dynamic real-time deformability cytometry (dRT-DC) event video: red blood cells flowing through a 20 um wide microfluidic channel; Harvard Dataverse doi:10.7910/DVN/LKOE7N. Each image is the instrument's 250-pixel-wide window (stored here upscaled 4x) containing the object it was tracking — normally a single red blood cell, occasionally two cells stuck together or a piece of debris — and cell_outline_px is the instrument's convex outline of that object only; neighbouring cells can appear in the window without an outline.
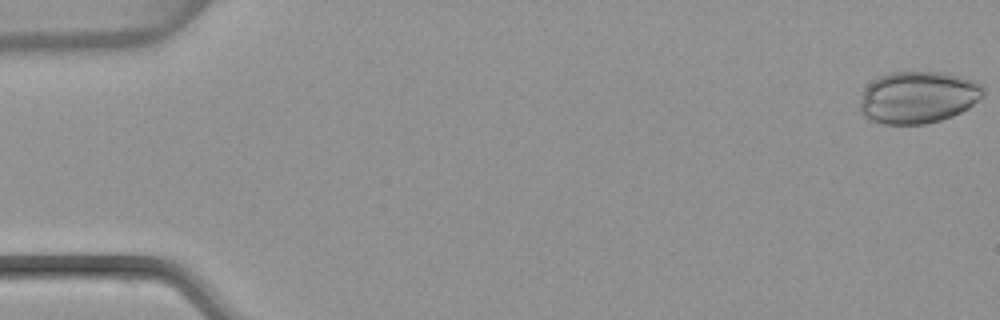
{"species": "common noctule bat (a hibernating species)", "species_latin": "Nyctalus noctula", "temperature_condition": "warm", "stored_images_in_passage": 51, "camera_frame_rate_fps": 3000, "um_per_image_px": 0.085, "animal": {"sex": "female", "body_mass_g": 22.7, "forearm_length_mm": 54.2}, "frame": {"image": 1, "passage_image": 1, "time_ms": 0.0, "image_size_px": [1000, 320], "cell_outline_px": [[984, 96], [968, 108], [952, 116], [940, 120], [924, 124], [884, 124], [868, 120], [860, 112], [860, 100], [864, 88], [872, 80], [888, 72], [944, 72], [960, 76], [984, 84]], "centroid_in_image_um": [78.02, 8.27], "position_along_channel_um": 7.0, "area_um2": 37.8}}
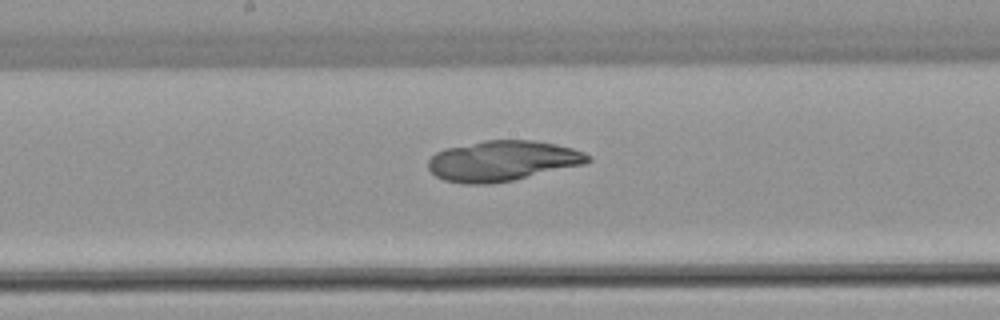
{"frame": {"image": 2, "passage_image": 27, "time_ms": 8.667, "image_size_px": [1000, 320], "cell_outline_px": [[592, 160], [584, 164], [512, 180], [492, 184], [460, 184], [444, 180], [436, 176], [428, 168], [428, 160], [436, 152], [444, 148], [484, 140], [532, 140], [556, 144], [572, 148], [584, 152], [592, 156]], "centroid_in_image_um": [42.69, 13.67], "position_along_channel_um": 205.5, "area_um2": 37.69}}
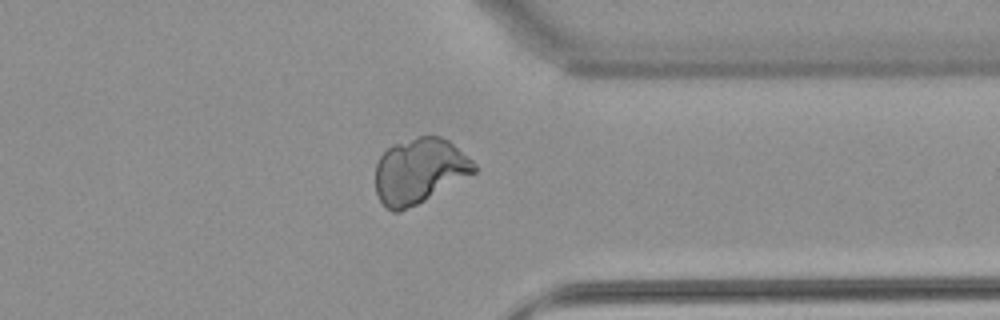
{"frame": {"image": 3, "passage_image": 40, "time_ms": 13.0, "image_size_px": [1000, 320], "cell_outline_px": [[476, 172], [424, 200], [400, 212], [392, 212], [380, 200], [376, 192], [376, 164], [380, 156], [392, 144], [420, 136], [440, 136], [448, 140], [472, 160], [476, 164]], "centroid_in_image_um": [35.64, 14.52], "position_along_channel_um": 375.8, "area_um2": 37.11}}